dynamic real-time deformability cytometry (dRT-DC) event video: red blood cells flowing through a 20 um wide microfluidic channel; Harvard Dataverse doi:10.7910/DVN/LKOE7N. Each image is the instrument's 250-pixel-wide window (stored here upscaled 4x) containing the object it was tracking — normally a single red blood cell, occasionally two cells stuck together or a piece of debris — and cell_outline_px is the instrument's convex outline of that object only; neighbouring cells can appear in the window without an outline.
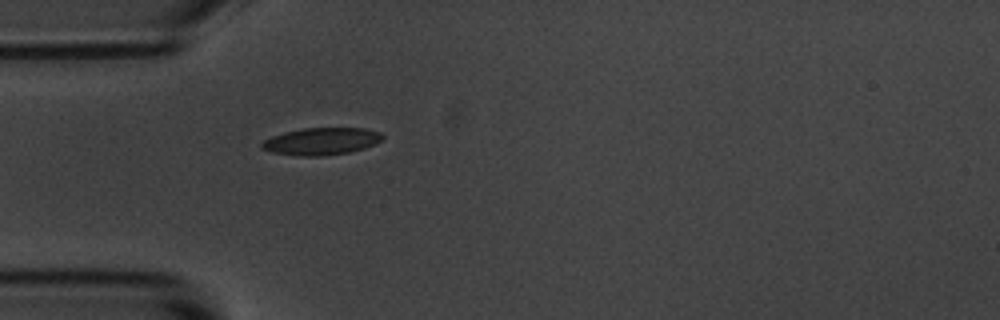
{"species": "common noctule bat (a hibernating species)", "species_latin": "Nyctalus noctula", "temperature_condition": "room temperature", "stored_images_in_passage": 1, "camera_frame_rate_fps": 3000, "um_per_image_px": 0.085, "animal": {"sex": "male", "body_mass_g": 20.1, "forearm_length_mm": 53.5}, "frame": {"image": 1, "passage_image": 1, "time_ms": 0.0, "image_size_px": [1000, 320], "cell_outline_px": [[384, 140], [376, 144], [364, 148], [348, 152], [324, 156], [296, 156], [272, 152], [260, 148], [260, 144], [264, 140], [272, 136], [284, 132], [304, 128], [364, 128], [380, 132], [384, 136]], "centroid_in_image_um": [27.33, 12.01], "position_along_channel_um": 57.7, "area_um2": 19.31}}